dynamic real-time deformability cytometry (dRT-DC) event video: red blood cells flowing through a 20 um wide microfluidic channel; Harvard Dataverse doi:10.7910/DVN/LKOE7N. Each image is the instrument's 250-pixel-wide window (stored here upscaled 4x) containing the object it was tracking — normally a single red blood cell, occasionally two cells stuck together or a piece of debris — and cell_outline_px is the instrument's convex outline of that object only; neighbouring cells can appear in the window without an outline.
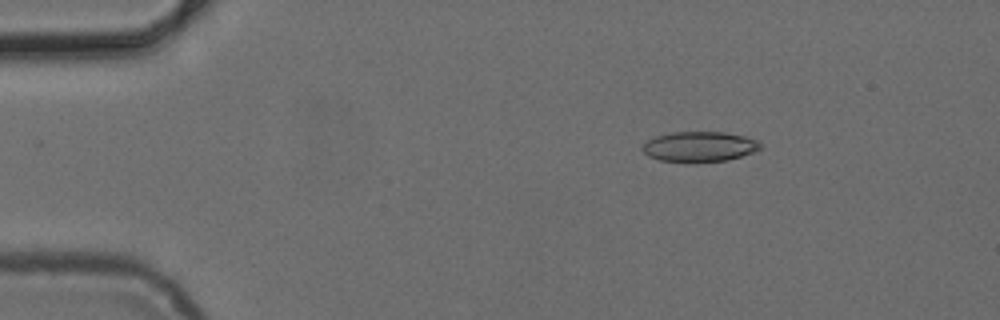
{"species": "common noctule bat (a hibernating species)", "species_latin": "Nyctalus noctula", "temperature_condition": "cold", "stored_images_in_passage": 4, "camera_frame_rate_fps": 3000, "um_per_image_px": 0.085, "animal": {"sex": "female", "body_mass_g": 24.6, "forearm_length_mm": 56.2}, "frame": {"image": 1, "passage_image": 2, "time_ms": 1.333, "image_size_px": [1000, 320], "cell_outline_px": [[760, 148], [756, 152], [728, 160], [692, 164], [660, 160], [648, 156], [640, 148], [648, 140], [656, 136], [672, 132], [724, 132], [744, 136], [756, 140], [760, 144]], "centroid_in_image_um": [59.44, 12.49], "position_along_channel_um": 25.6, "area_um2": 21.15}}